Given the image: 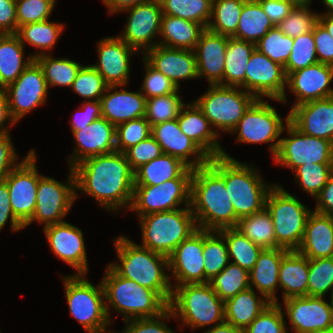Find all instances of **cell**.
<instances>
[{"instance_id":"obj_1","label":"cell","mask_w":333,"mask_h":333,"mask_svg":"<svg viewBox=\"0 0 333 333\" xmlns=\"http://www.w3.org/2000/svg\"><path fill=\"white\" fill-rule=\"evenodd\" d=\"M72 169L76 191L88 194L110 212L123 207H128L129 211L133 199L134 172L124 153L115 151L94 156Z\"/></svg>"},{"instance_id":"obj_2","label":"cell","mask_w":333,"mask_h":333,"mask_svg":"<svg viewBox=\"0 0 333 333\" xmlns=\"http://www.w3.org/2000/svg\"><path fill=\"white\" fill-rule=\"evenodd\" d=\"M190 207L199 229L218 231L236 227V214L224 177L210 163L193 170Z\"/></svg>"},{"instance_id":"obj_3","label":"cell","mask_w":333,"mask_h":333,"mask_svg":"<svg viewBox=\"0 0 333 333\" xmlns=\"http://www.w3.org/2000/svg\"><path fill=\"white\" fill-rule=\"evenodd\" d=\"M118 262L109 265L122 277L134 280L154 290L168 305L172 297V282L168 271V257L144 248L120 235L114 239Z\"/></svg>"},{"instance_id":"obj_4","label":"cell","mask_w":333,"mask_h":333,"mask_svg":"<svg viewBox=\"0 0 333 333\" xmlns=\"http://www.w3.org/2000/svg\"><path fill=\"white\" fill-rule=\"evenodd\" d=\"M209 163L224 177L236 214V226L239 219L265 208L266 197L274 184L265 183L256 166L237 161L225 150L221 156L210 158Z\"/></svg>"},{"instance_id":"obj_5","label":"cell","mask_w":333,"mask_h":333,"mask_svg":"<svg viewBox=\"0 0 333 333\" xmlns=\"http://www.w3.org/2000/svg\"><path fill=\"white\" fill-rule=\"evenodd\" d=\"M101 282L105 293V309L111 324L110 307L123 314L124 321L156 317L168 308V304L154 290L120 276L109 264Z\"/></svg>"},{"instance_id":"obj_6","label":"cell","mask_w":333,"mask_h":333,"mask_svg":"<svg viewBox=\"0 0 333 333\" xmlns=\"http://www.w3.org/2000/svg\"><path fill=\"white\" fill-rule=\"evenodd\" d=\"M172 297L168 307L182 326L191 329L204 328L225 322L224 302L214 292L211 284L195 283L172 285ZM184 324V325H183Z\"/></svg>"},{"instance_id":"obj_7","label":"cell","mask_w":333,"mask_h":333,"mask_svg":"<svg viewBox=\"0 0 333 333\" xmlns=\"http://www.w3.org/2000/svg\"><path fill=\"white\" fill-rule=\"evenodd\" d=\"M156 212L139 217L142 231L140 246L169 256L198 228L191 207Z\"/></svg>"},{"instance_id":"obj_8","label":"cell","mask_w":333,"mask_h":333,"mask_svg":"<svg viewBox=\"0 0 333 333\" xmlns=\"http://www.w3.org/2000/svg\"><path fill=\"white\" fill-rule=\"evenodd\" d=\"M265 208L273 221L276 246L288 251L298 250L311 209L279 184H274L268 192Z\"/></svg>"},{"instance_id":"obj_9","label":"cell","mask_w":333,"mask_h":333,"mask_svg":"<svg viewBox=\"0 0 333 333\" xmlns=\"http://www.w3.org/2000/svg\"><path fill=\"white\" fill-rule=\"evenodd\" d=\"M65 296L69 311L88 333H108L110 321L105 309L102 282L94 286L86 275L63 276Z\"/></svg>"},{"instance_id":"obj_10","label":"cell","mask_w":333,"mask_h":333,"mask_svg":"<svg viewBox=\"0 0 333 333\" xmlns=\"http://www.w3.org/2000/svg\"><path fill=\"white\" fill-rule=\"evenodd\" d=\"M194 102L203 111L214 131L231 133L257 98L240 87L209 85Z\"/></svg>"},{"instance_id":"obj_11","label":"cell","mask_w":333,"mask_h":333,"mask_svg":"<svg viewBox=\"0 0 333 333\" xmlns=\"http://www.w3.org/2000/svg\"><path fill=\"white\" fill-rule=\"evenodd\" d=\"M192 168H187L178 178L160 185L134 186L130 211L138 213V217L147 214L171 211L190 206Z\"/></svg>"},{"instance_id":"obj_12","label":"cell","mask_w":333,"mask_h":333,"mask_svg":"<svg viewBox=\"0 0 333 333\" xmlns=\"http://www.w3.org/2000/svg\"><path fill=\"white\" fill-rule=\"evenodd\" d=\"M283 120L268 100L257 99L231 133L237 135L236 141L239 143H270L268 148L274 157L281 139L280 135L284 133L285 125L289 122V114L284 120L285 123Z\"/></svg>"},{"instance_id":"obj_13","label":"cell","mask_w":333,"mask_h":333,"mask_svg":"<svg viewBox=\"0 0 333 333\" xmlns=\"http://www.w3.org/2000/svg\"><path fill=\"white\" fill-rule=\"evenodd\" d=\"M283 131L288 138H281L275 156L276 164L293 171L302 165L333 164V143L300 132L290 121Z\"/></svg>"},{"instance_id":"obj_14","label":"cell","mask_w":333,"mask_h":333,"mask_svg":"<svg viewBox=\"0 0 333 333\" xmlns=\"http://www.w3.org/2000/svg\"><path fill=\"white\" fill-rule=\"evenodd\" d=\"M65 183L42 175L37 187L36 208L32 218L24 225V229L32 222L45 226L63 222L78 197L75 175L69 168L68 179Z\"/></svg>"},{"instance_id":"obj_15","label":"cell","mask_w":333,"mask_h":333,"mask_svg":"<svg viewBox=\"0 0 333 333\" xmlns=\"http://www.w3.org/2000/svg\"><path fill=\"white\" fill-rule=\"evenodd\" d=\"M36 156L35 150L31 149L4 179L9 189L12 212L23 225L32 218L36 208L37 187L42 176L36 167Z\"/></svg>"},{"instance_id":"obj_16","label":"cell","mask_w":333,"mask_h":333,"mask_svg":"<svg viewBox=\"0 0 333 333\" xmlns=\"http://www.w3.org/2000/svg\"><path fill=\"white\" fill-rule=\"evenodd\" d=\"M245 70V91L257 99L267 97L281 103L288 102L287 76L282 65L255 48Z\"/></svg>"},{"instance_id":"obj_17","label":"cell","mask_w":333,"mask_h":333,"mask_svg":"<svg viewBox=\"0 0 333 333\" xmlns=\"http://www.w3.org/2000/svg\"><path fill=\"white\" fill-rule=\"evenodd\" d=\"M4 89L10 114L16 123L33 109L43 106L48 98V87L43 71L35 60Z\"/></svg>"},{"instance_id":"obj_18","label":"cell","mask_w":333,"mask_h":333,"mask_svg":"<svg viewBox=\"0 0 333 333\" xmlns=\"http://www.w3.org/2000/svg\"><path fill=\"white\" fill-rule=\"evenodd\" d=\"M128 13L129 17L125 30L119 37L137 52L145 53L158 45L153 39L159 36L162 7L160 0H147L143 3L128 7L121 12ZM153 40V42H152Z\"/></svg>"},{"instance_id":"obj_19","label":"cell","mask_w":333,"mask_h":333,"mask_svg":"<svg viewBox=\"0 0 333 333\" xmlns=\"http://www.w3.org/2000/svg\"><path fill=\"white\" fill-rule=\"evenodd\" d=\"M324 298L306 295L283 300L289 329L295 333L333 329V308Z\"/></svg>"},{"instance_id":"obj_20","label":"cell","mask_w":333,"mask_h":333,"mask_svg":"<svg viewBox=\"0 0 333 333\" xmlns=\"http://www.w3.org/2000/svg\"><path fill=\"white\" fill-rule=\"evenodd\" d=\"M51 251L76 270L75 275H87L88 259L83 232L63 221L43 228Z\"/></svg>"},{"instance_id":"obj_21","label":"cell","mask_w":333,"mask_h":333,"mask_svg":"<svg viewBox=\"0 0 333 333\" xmlns=\"http://www.w3.org/2000/svg\"><path fill=\"white\" fill-rule=\"evenodd\" d=\"M173 285L205 283L203 229H197L168 256Z\"/></svg>"},{"instance_id":"obj_22","label":"cell","mask_w":333,"mask_h":333,"mask_svg":"<svg viewBox=\"0 0 333 333\" xmlns=\"http://www.w3.org/2000/svg\"><path fill=\"white\" fill-rule=\"evenodd\" d=\"M97 46L99 61L92 66L102 75L106 84L108 86L129 84L130 56L138 52L119 36L103 38L98 41Z\"/></svg>"},{"instance_id":"obj_23","label":"cell","mask_w":333,"mask_h":333,"mask_svg":"<svg viewBox=\"0 0 333 333\" xmlns=\"http://www.w3.org/2000/svg\"><path fill=\"white\" fill-rule=\"evenodd\" d=\"M71 132L76 146L71 157H68L70 168L85 159L116 151V127L103 117L83 129Z\"/></svg>"},{"instance_id":"obj_24","label":"cell","mask_w":333,"mask_h":333,"mask_svg":"<svg viewBox=\"0 0 333 333\" xmlns=\"http://www.w3.org/2000/svg\"><path fill=\"white\" fill-rule=\"evenodd\" d=\"M152 136L164 154L180 159L189 168H199L210 161V157L181 131L177 119L152 126Z\"/></svg>"},{"instance_id":"obj_25","label":"cell","mask_w":333,"mask_h":333,"mask_svg":"<svg viewBox=\"0 0 333 333\" xmlns=\"http://www.w3.org/2000/svg\"><path fill=\"white\" fill-rule=\"evenodd\" d=\"M332 81L333 66L321 62L291 72L287 76V87L296 97L291 109L305 102L333 96Z\"/></svg>"},{"instance_id":"obj_26","label":"cell","mask_w":333,"mask_h":333,"mask_svg":"<svg viewBox=\"0 0 333 333\" xmlns=\"http://www.w3.org/2000/svg\"><path fill=\"white\" fill-rule=\"evenodd\" d=\"M143 59L180 88V81L198 78L194 50L157 45L143 54Z\"/></svg>"},{"instance_id":"obj_27","label":"cell","mask_w":333,"mask_h":333,"mask_svg":"<svg viewBox=\"0 0 333 333\" xmlns=\"http://www.w3.org/2000/svg\"><path fill=\"white\" fill-rule=\"evenodd\" d=\"M289 121L300 132L333 143V96L293 107Z\"/></svg>"},{"instance_id":"obj_28","label":"cell","mask_w":333,"mask_h":333,"mask_svg":"<svg viewBox=\"0 0 333 333\" xmlns=\"http://www.w3.org/2000/svg\"><path fill=\"white\" fill-rule=\"evenodd\" d=\"M229 38L206 28L194 48L198 78H206L209 85L223 86L225 54Z\"/></svg>"},{"instance_id":"obj_29","label":"cell","mask_w":333,"mask_h":333,"mask_svg":"<svg viewBox=\"0 0 333 333\" xmlns=\"http://www.w3.org/2000/svg\"><path fill=\"white\" fill-rule=\"evenodd\" d=\"M122 87L124 86H108L100 98L102 117L115 127L145 116L146 97L140 90L131 92Z\"/></svg>"},{"instance_id":"obj_30","label":"cell","mask_w":333,"mask_h":333,"mask_svg":"<svg viewBox=\"0 0 333 333\" xmlns=\"http://www.w3.org/2000/svg\"><path fill=\"white\" fill-rule=\"evenodd\" d=\"M177 121L181 131L210 158L221 156L224 149L219 144V135L211 127L209 120L194 101L181 108Z\"/></svg>"},{"instance_id":"obj_31","label":"cell","mask_w":333,"mask_h":333,"mask_svg":"<svg viewBox=\"0 0 333 333\" xmlns=\"http://www.w3.org/2000/svg\"><path fill=\"white\" fill-rule=\"evenodd\" d=\"M308 259L333 257V219L312 211L306 221L304 236L298 250Z\"/></svg>"},{"instance_id":"obj_32","label":"cell","mask_w":333,"mask_h":333,"mask_svg":"<svg viewBox=\"0 0 333 333\" xmlns=\"http://www.w3.org/2000/svg\"><path fill=\"white\" fill-rule=\"evenodd\" d=\"M283 248L263 249L254 267L249 271L250 288L255 287L271 303L279 304L276 288L279 287V269Z\"/></svg>"},{"instance_id":"obj_33","label":"cell","mask_w":333,"mask_h":333,"mask_svg":"<svg viewBox=\"0 0 333 333\" xmlns=\"http://www.w3.org/2000/svg\"><path fill=\"white\" fill-rule=\"evenodd\" d=\"M309 259L297 250L287 251L279 269V287L283 300L307 295Z\"/></svg>"},{"instance_id":"obj_34","label":"cell","mask_w":333,"mask_h":333,"mask_svg":"<svg viewBox=\"0 0 333 333\" xmlns=\"http://www.w3.org/2000/svg\"><path fill=\"white\" fill-rule=\"evenodd\" d=\"M205 29L200 23L162 14L159 36L163 38L158 40V45L194 50Z\"/></svg>"},{"instance_id":"obj_35","label":"cell","mask_w":333,"mask_h":333,"mask_svg":"<svg viewBox=\"0 0 333 333\" xmlns=\"http://www.w3.org/2000/svg\"><path fill=\"white\" fill-rule=\"evenodd\" d=\"M270 304L263 295L257 296L254 288L239 292L224 302L225 322L244 331Z\"/></svg>"},{"instance_id":"obj_36","label":"cell","mask_w":333,"mask_h":333,"mask_svg":"<svg viewBox=\"0 0 333 333\" xmlns=\"http://www.w3.org/2000/svg\"><path fill=\"white\" fill-rule=\"evenodd\" d=\"M24 47L16 34H0V87L14 82L34 60L33 54L24 59Z\"/></svg>"},{"instance_id":"obj_37","label":"cell","mask_w":333,"mask_h":333,"mask_svg":"<svg viewBox=\"0 0 333 333\" xmlns=\"http://www.w3.org/2000/svg\"><path fill=\"white\" fill-rule=\"evenodd\" d=\"M187 168L180 159L163 153L134 172V186L160 185L178 178Z\"/></svg>"},{"instance_id":"obj_38","label":"cell","mask_w":333,"mask_h":333,"mask_svg":"<svg viewBox=\"0 0 333 333\" xmlns=\"http://www.w3.org/2000/svg\"><path fill=\"white\" fill-rule=\"evenodd\" d=\"M254 49L253 43L234 37L228 39L223 86L240 87L245 91V69Z\"/></svg>"},{"instance_id":"obj_39","label":"cell","mask_w":333,"mask_h":333,"mask_svg":"<svg viewBox=\"0 0 333 333\" xmlns=\"http://www.w3.org/2000/svg\"><path fill=\"white\" fill-rule=\"evenodd\" d=\"M274 27L258 0H246L232 37L256 44Z\"/></svg>"},{"instance_id":"obj_40","label":"cell","mask_w":333,"mask_h":333,"mask_svg":"<svg viewBox=\"0 0 333 333\" xmlns=\"http://www.w3.org/2000/svg\"><path fill=\"white\" fill-rule=\"evenodd\" d=\"M64 26L62 23L53 22L48 19L19 26L16 35L23 45L26 46L28 43L34 48L42 50V52H37L36 54L33 52L34 55L32 57L35 59L38 56L44 55V51H50L54 48L65 28Z\"/></svg>"},{"instance_id":"obj_41","label":"cell","mask_w":333,"mask_h":333,"mask_svg":"<svg viewBox=\"0 0 333 333\" xmlns=\"http://www.w3.org/2000/svg\"><path fill=\"white\" fill-rule=\"evenodd\" d=\"M235 228L251 242L263 249L278 248L276 246L273 221L266 208L239 219Z\"/></svg>"},{"instance_id":"obj_42","label":"cell","mask_w":333,"mask_h":333,"mask_svg":"<svg viewBox=\"0 0 333 333\" xmlns=\"http://www.w3.org/2000/svg\"><path fill=\"white\" fill-rule=\"evenodd\" d=\"M205 283L218 275L229 263L228 247L217 230H203Z\"/></svg>"},{"instance_id":"obj_43","label":"cell","mask_w":333,"mask_h":333,"mask_svg":"<svg viewBox=\"0 0 333 333\" xmlns=\"http://www.w3.org/2000/svg\"><path fill=\"white\" fill-rule=\"evenodd\" d=\"M218 231L227 243L229 260H233L232 263L249 272L256 264L263 248L251 242L235 227L223 228Z\"/></svg>"},{"instance_id":"obj_44","label":"cell","mask_w":333,"mask_h":333,"mask_svg":"<svg viewBox=\"0 0 333 333\" xmlns=\"http://www.w3.org/2000/svg\"><path fill=\"white\" fill-rule=\"evenodd\" d=\"M36 57L34 60L39 64L43 71L46 85L72 87L77 73L83 66L80 63L67 58H53L48 54Z\"/></svg>"},{"instance_id":"obj_45","label":"cell","mask_w":333,"mask_h":333,"mask_svg":"<svg viewBox=\"0 0 333 333\" xmlns=\"http://www.w3.org/2000/svg\"><path fill=\"white\" fill-rule=\"evenodd\" d=\"M246 0H213L212 14L207 29L232 37L236 31Z\"/></svg>"},{"instance_id":"obj_46","label":"cell","mask_w":333,"mask_h":333,"mask_svg":"<svg viewBox=\"0 0 333 333\" xmlns=\"http://www.w3.org/2000/svg\"><path fill=\"white\" fill-rule=\"evenodd\" d=\"M209 283L218 297L225 302L250 288L249 272L231 262Z\"/></svg>"},{"instance_id":"obj_47","label":"cell","mask_w":333,"mask_h":333,"mask_svg":"<svg viewBox=\"0 0 333 333\" xmlns=\"http://www.w3.org/2000/svg\"><path fill=\"white\" fill-rule=\"evenodd\" d=\"M213 0H160L162 14L180 17L207 28L212 14Z\"/></svg>"},{"instance_id":"obj_48","label":"cell","mask_w":333,"mask_h":333,"mask_svg":"<svg viewBox=\"0 0 333 333\" xmlns=\"http://www.w3.org/2000/svg\"><path fill=\"white\" fill-rule=\"evenodd\" d=\"M179 92L146 99L145 118L151 127L173 119H177L181 108L186 104L182 102Z\"/></svg>"},{"instance_id":"obj_49","label":"cell","mask_w":333,"mask_h":333,"mask_svg":"<svg viewBox=\"0 0 333 333\" xmlns=\"http://www.w3.org/2000/svg\"><path fill=\"white\" fill-rule=\"evenodd\" d=\"M292 46L293 38L285 35L277 26L270 29L269 32L255 44V48L259 52L283 67L289 59Z\"/></svg>"},{"instance_id":"obj_50","label":"cell","mask_w":333,"mask_h":333,"mask_svg":"<svg viewBox=\"0 0 333 333\" xmlns=\"http://www.w3.org/2000/svg\"><path fill=\"white\" fill-rule=\"evenodd\" d=\"M333 172V164H309L294 170L296 183L312 197H317Z\"/></svg>"},{"instance_id":"obj_51","label":"cell","mask_w":333,"mask_h":333,"mask_svg":"<svg viewBox=\"0 0 333 333\" xmlns=\"http://www.w3.org/2000/svg\"><path fill=\"white\" fill-rule=\"evenodd\" d=\"M313 31L293 38V46L289 59L284 66L286 76L291 72L304 69L318 63Z\"/></svg>"},{"instance_id":"obj_52","label":"cell","mask_w":333,"mask_h":333,"mask_svg":"<svg viewBox=\"0 0 333 333\" xmlns=\"http://www.w3.org/2000/svg\"><path fill=\"white\" fill-rule=\"evenodd\" d=\"M333 285V257L309 259L307 296L325 297Z\"/></svg>"},{"instance_id":"obj_53","label":"cell","mask_w":333,"mask_h":333,"mask_svg":"<svg viewBox=\"0 0 333 333\" xmlns=\"http://www.w3.org/2000/svg\"><path fill=\"white\" fill-rule=\"evenodd\" d=\"M108 85L102 75L92 66H82L73 81L71 89L84 101L100 100Z\"/></svg>"},{"instance_id":"obj_54","label":"cell","mask_w":333,"mask_h":333,"mask_svg":"<svg viewBox=\"0 0 333 333\" xmlns=\"http://www.w3.org/2000/svg\"><path fill=\"white\" fill-rule=\"evenodd\" d=\"M152 135V127L145 117L130 120L116 127V151L124 153Z\"/></svg>"},{"instance_id":"obj_55","label":"cell","mask_w":333,"mask_h":333,"mask_svg":"<svg viewBox=\"0 0 333 333\" xmlns=\"http://www.w3.org/2000/svg\"><path fill=\"white\" fill-rule=\"evenodd\" d=\"M281 304L268 305L243 333H287Z\"/></svg>"},{"instance_id":"obj_56","label":"cell","mask_w":333,"mask_h":333,"mask_svg":"<svg viewBox=\"0 0 333 333\" xmlns=\"http://www.w3.org/2000/svg\"><path fill=\"white\" fill-rule=\"evenodd\" d=\"M318 15V12H312L309 8L294 7L277 27L285 35L296 38L313 31L314 25L318 22Z\"/></svg>"},{"instance_id":"obj_57","label":"cell","mask_w":333,"mask_h":333,"mask_svg":"<svg viewBox=\"0 0 333 333\" xmlns=\"http://www.w3.org/2000/svg\"><path fill=\"white\" fill-rule=\"evenodd\" d=\"M55 3L56 0H16L18 27L48 20Z\"/></svg>"},{"instance_id":"obj_58","label":"cell","mask_w":333,"mask_h":333,"mask_svg":"<svg viewBox=\"0 0 333 333\" xmlns=\"http://www.w3.org/2000/svg\"><path fill=\"white\" fill-rule=\"evenodd\" d=\"M145 76L140 92L147 98L179 92V88L163 73L151 67L143 58Z\"/></svg>"},{"instance_id":"obj_59","label":"cell","mask_w":333,"mask_h":333,"mask_svg":"<svg viewBox=\"0 0 333 333\" xmlns=\"http://www.w3.org/2000/svg\"><path fill=\"white\" fill-rule=\"evenodd\" d=\"M175 318L172 310L168 307L160 315L151 318H137L125 321L124 333H175L169 328L165 319L168 321Z\"/></svg>"},{"instance_id":"obj_60","label":"cell","mask_w":333,"mask_h":333,"mask_svg":"<svg viewBox=\"0 0 333 333\" xmlns=\"http://www.w3.org/2000/svg\"><path fill=\"white\" fill-rule=\"evenodd\" d=\"M124 154L129 162L130 168L135 172L142 165L161 156L163 151L161 146L151 135L147 139L142 140L138 144L127 149Z\"/></svg>"},{"instance_id":"obj_61","label":"cell","mask_w":333,"mask_h":333,"mask_svg":"<svg viewBox=\"0 0 333 333\" xmlns=\"http://www.w3.org/2000/svg\"><path fill=\"white\" fill-rule=\"evenodd\" d=\"M313 37L318 61L333 66V38L319 22L314 25Z\"/></svg>"},{"instance_id":"obj_62","label":"cell","mask_w":333,"mask_h":333,"mask_svg":"<svg viewBox=\"0 0 333 333\" xmlns=\"http://www.w3.org/2000/svg\"><path fill=\"white\" fill-rule=\"evenodd\" d=\"M74 115L70 122L71 131L85 128L93 121L102 117L100 100L83 102L80 109Z\"/></svg>"},{"instance_id":"obj_63","label":"cell","mask_w":333,"mask_h":333,"mask_svg":"<svg viewBox=\"0 0 333 333\" xmlns=\"http://www.w3.org/2000/svg\"><path fill=\"white\" fill-rule=\"evenodd\" d=\"M10 136L9 132L0 133V180H4L11 170L19 164L17 151Z\"/></svg>"},{"instance_id":"obj_64","label":"cell","mask_w":333,"mask_h":333,"mask_svg":"<svg viewBox=\"0 0 333 333\" xmlns=\"http://www.w3.org/2000/svg\"><path fill=\"white\" fill-rule=\"evenodd\" d=\"M10 219L12 232L24 229V225L15 217L11 209L9 189L5 180H0V231Z\"/></svg>"},{"instance_id":"obj_65","label":"cell","mask_w":333,"mask_h":333,"mask_svg":"<svg viewBox=\"0 0 333 333\" xmlns=\"http://www.w3.org/2000/svg\"><path fill=\"white\" fill-rule=\"evenodd\" d=\"M16 0H0V34H16Z\"/></svg>"},{"instance_id":"obj_66","label":"cell","mask_w":333,"mask_h":333,"mask_svg":"<svg viewBox=\"0 0 333 333\" xmlns=\"http://www.w3.org/2000/svg\"><path fill=\"white\" fill-rule=\"evenodd\" d=\"M264 12L277 26L294 8L287 0H258Z\"/></svg>"},{"instance_id":"obj_67","label":"cell","mask_w":333,"mask_h":333,"mask_svg":"<svg viewBox=\"0 0 333 333\" xmlns=\"http://www.w3.org/2000/svg\"><path fill=\"white\" fill-rule=\"evenodd\" d=\"M314 199L317 203L313 211L324 215H333V172L326 185Z\"/></svg>"},{"instance_id":"obj_68","label":"cell","mask_w":333,"mask_h":333,"mask_svg":"<svg viewBox=\"0 0 333 333\" xmlns=\"http://www.w3.org/2000/svg\"><path fill=\"white\" fill-rule=\"evenodd\" d=\"M6 124H8V127ZM14 124H16V121L12 118L10 114L5 89L3 87H0V133L9 132V128Z\"/></svg>"},{"instance_id":"obj_69","label":"cell","mask_w":333,"mask_h":333,"mask_svg":"<svg viewBox=\"0 0 333 333\" xmlns=\"http://www.w3.org/2000/svg\"><path fill=\"white\" fill-rule=\"evenodd\" d=\"M147 0H102L108 8V14L121 13L122 10L143 3Z\"/></svg>"},{"instance_id":"obj_70","label":"cell","mask_w":333,"mask_h":333,"mask_svg":"<svg viewBox=\"0 0 333 333\" xmlns=\"http://www.w3.org/2000/svg\"><path fill=\"white\" fill-rule=\"evenodd\" d=\"M204 333H243V331L239 328H236L232 324H229L227 322H223L219 325H215L206 331Z\"/></svg>"},{"instance_id":"obj_71","label":"cell","mask_w":333,"mask_h":333,"mask_svg":"<svg viewBox=\"0 0 333 333\" xmlns=\"http://www.w3.org/2000/svg\"><path fill=\"white\" fill-rule=\"evenodd\" d=\"M318 22L333 38V15H318Z\"/></svg>"},{"instance_id":"obj_72","label":"cell","mask_w":333,"mask_h":333,"mask_svg":"<svg viewBox=\"0 0 333 333\" xmlns=\"http://www.w3.org/2000/svg\"><path fill=\"white\" fill-rule=\"evenodd\" d=\"M291 3L293 7L298 8H309L310 4H312V0H287Z\"/></svg>"},{"instance_id":"obj_73","label":"cell","mask_w":333,"mask_h":333,"mask_svg":"<svg viewBox=\"0 0 333 333\" xmlns=\"http://www.w3.org/2000/svg\"><path fill=\"white\" fill-rule=\"evenodd\" d=\"M321 3H324V6L327 7L326 12L319 15H333V0H321Z\"/></svg>"},{"instance_id":"obj_74","label":"cell","mask_w":333,"mask_h":333,"mask_svg":"<svg viewBox=\"0 0 333 333\" xmlns=\"http://www.w3.org/2000/svg\"><path fill=\"white\" fill-rule=\"evenodd\" d=\"M330 294H331V300H330V305L332 306V308H333V285H332V287H331V290H330Z\"/></svg>"},{"instance_id":"obj_75","label":"cell","mask_w":333,"mask_h":333,"mask_svg":"<svg viewBox=\"0 0 333 333\" xmlns=\"http://www.w3.org/2000/svg\"><path fill=\"white\" fill-rule=\"evenodd\" d=\"M310 333H329V329L328 330L314 331V332H310Z\"/></svg>"},{"instance_id":"obj_76","label":"cell","mask_w":333,"mask_h":333,"mask_svg":"<svg viewBox=\"0 0 333 333\" xmlns=\"http://www.w3.org/2000/svg\"><path fill=\"white\" fill-rule=\"evenodd\" d=\"M108 333H122V332L110 331Z\"/></svg>"},{"instance_id":"obj_77","label":"cell","mask_w":333,"mask_h":333,"mask_svg":"<svg viewBox=\"0 0 333 333\" xmlns=\"http://www.w3.org/2000/svg\"><path fill=\"white\" fill-rule=\"evenodd\" d=\"M329 333H333V329H329Z\"/></svg>"}]
</instances>
